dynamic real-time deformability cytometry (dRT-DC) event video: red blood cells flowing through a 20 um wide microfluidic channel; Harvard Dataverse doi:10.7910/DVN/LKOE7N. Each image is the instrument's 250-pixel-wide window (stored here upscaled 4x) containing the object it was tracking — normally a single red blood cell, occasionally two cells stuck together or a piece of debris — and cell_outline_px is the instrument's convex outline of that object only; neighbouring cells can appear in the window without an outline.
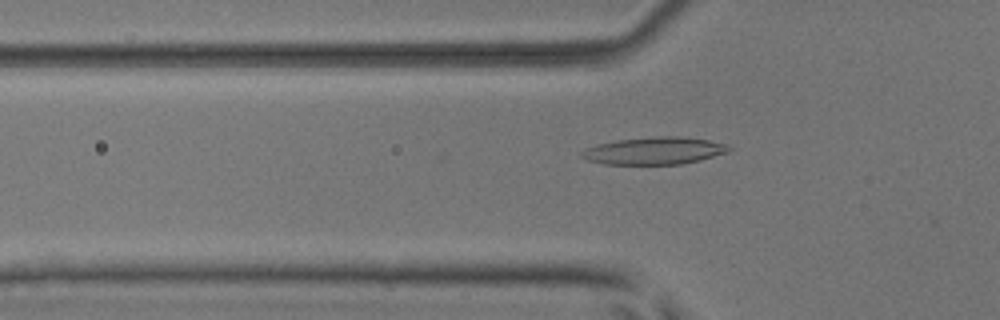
{"species": "common noctule bat (a hibernating species)", "species_latin": "Nyctalus noctula", "temperature_condition": "room temperature", "stored_images_in_passage": 17, "camera_frame_rate_fps": 3000, "um_per_image_px": 0.085, "animal": {"sex": "male", "body_mass_g": 17.9, "forearm_length_mm": 54.2}, "frame": {"image": 1, "passage_image": 14, "time_ms": 4.333, "image_size_px": [1000, 320], "cell_outline_px": [[732, 148], [728, 152], [700, 160], [680, 164], [604, 164], [588, 160], [580, 156], [580, 152], [584, 148], [596, 144], [616, 140], [656, 136], [680, 136], [708, 140], [728, 144]], "centroid_in_image_um": [55.6, 12.81], "position_along_channel_um": 70.2, "area_um2": 23.58}}